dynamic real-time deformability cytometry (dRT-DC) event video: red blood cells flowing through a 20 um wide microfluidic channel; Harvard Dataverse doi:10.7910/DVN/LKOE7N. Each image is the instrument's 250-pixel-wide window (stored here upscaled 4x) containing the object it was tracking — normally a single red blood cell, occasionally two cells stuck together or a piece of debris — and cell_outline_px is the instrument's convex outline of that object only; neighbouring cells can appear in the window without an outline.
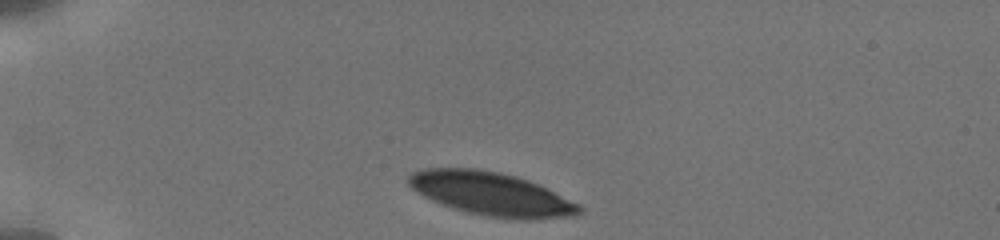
{"species": "human", "species_latin": "Homo sapiens", "temperature_condition": "cold", "stored_images_in_passage": 3, "camera_frame_rate_fps": 3000, "um_per_image_px": 0.085, "donor": {"sex": "male"}, "frame": {"image": 1, "passage_image": 1, "time_ms": 0.0, "image_size_px": [1000, 240], "cell_outline_px": [[584, 212], [576, 216], [532, 220], [516, 220], [484, 216], [452, 208], [432, 200], [416, 192], [404, 180], [412, 172], [424, 168], [476, 168], [500, 172], [516, 176], [528, 180], [580, 204], [584, 208]], "centroid_in_image_um": [41.77, 16.49], "position_along_channel_um": 43.2, "area_um2": 43.64}}
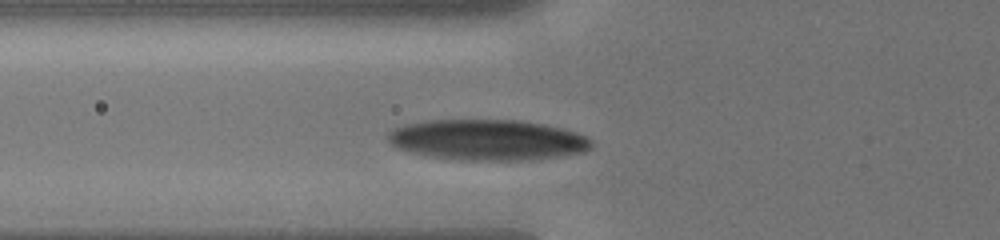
{"frame": {"image": 2, "passage_image": 3, "time_ms": 2.333, "image_size_px": [1000, 240], "cell_outline_px": [[592, 148], [584, 152], [560, 156], [532, 160], [460, 160], [428, 156], [396, 148], [388, 140], [388, 132], [392, 128], [408, 124], [428, 120], [516, 120], [544, 124], [564, 128], [588, 136], [592, 140]], "centroid_in_image_um": [41.48, 11.89], "position_along_channel_um": 84.3, "area_um2": 48.55}}